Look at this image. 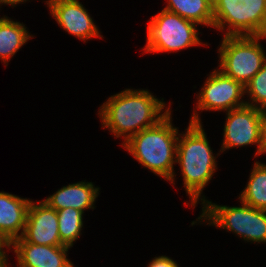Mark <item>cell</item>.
Segmentation results:
<instances>
[{
	"label": "cell",
	"mask_w": 266,
	"mask_h": 267,
	"mask_svg": "<svg viewBox=\"0 0 266 267\" xmlns=\"http://www.w3.org/2000/svg\"><path fill=\"white\" fill-rule=\"evenodd\" d=\"M45 3L60 28L69 34L84 42L103 37L87 9L78 0H47Z\"/></svg>",
	"instance_id": "cell-10"
},
{
	"label": "cell",
	"mask_w": 266,
	"mask_h": 267,
	"mask_svg": "<svg viewBox=\"0 0 266 267\" xmlns=\"http://www.w3.org/2000/svg\"><path fill=\"white\" fill-rule=\"evenodd\" d=\"M245 94L250 99V101L249 99L246 101V105L258 109L266 106V63L245 86Z\"/></svg>",
	"instance_id": "cell-19"
},
{
	"label": "cell",
	"mask_w": 266,
	"mask_h": 267,
	"mask_svg": "<svg viewBox=\"0 0 266 267\" xmlns=\"http://www.w3.org/2000/svg\"><path fill=\"white\" fill-rule=\"evenodd\" d=\"M188 124L186 132L179 134L177 139L176 163L180 166L183 186L190 198L185 205L195 207L197 202L203 204L207 200L202 196L203 190L217 170V162L202 123Z\"/></svg>",
	"instance_id": "cell-2"
},
{
	"label": "cell",
	"mask_w": 266,
	"mask_h": 267,
	"mask_svg": "<svg viewBox=\"0 0 266 267\" xmlns=\"http://www.w3.org/2000/svg\"><path fill=\"white\" fill-rule=\"evenodd\" d=\"M220 153L231 148L256 145L254 157L266 154L261 109L244 105L226 112Z\"/></svg>",
	"instance_id": "cell-8"
},
{
	"label": "cell",
	"mask_w": 266,
	"mask_h": 267,
	"mask_svg": "<svg viewBox=\"0 0 266 267\" xmlns=\"http://www.w3.org/2000/svg\"><path fill=\"white\" fill-rule=\"evenodd\" d=\"M266 35L223 36L219 54V69L244 87L266 63V52L260 39Z\"/></svg>",
	"instance_id": "cell-5"
},
{
	"label": "cell",
	"mask_w": 266,
	"mask_h": 267,
	"mask_svg": "<svg viewBox=\"0 0 266 267\" xmlns=\"http://www.w3.org/2000/svg\"><path fill=\"white\" fill-rule=\"evenodd\" d=\"M27 27L6 15L0 17V60L7 66L10 59L28 42L31 36Z\"/></svg>",
	"instance_id": "cell-15"
},
{
	"label": "cell",
	"mask_w": 266,
	"mask_h": 267,
	"mask_svg": "<svg viewBox=\"0 0 266 267\" xmlns=\"http://www.w3.org/2000/svg\"><path fill=\"white\" fill-rule=\"evenodd\" d=\"M152 94L147 89H124L110 96L98 111L102 127L116 138L123 137L125 143L131 136L154 126L172 109L171 104L166 108L164 99Z\"/></svg>",
	"instance_id": "cell-1"
},
{
	"label": "cell",
	"mask_w": 266,
	"mask_h": 267,
	"mask_svg": "<svg viewBox=\"0 0 266 267\" xmlns=\"http://www.w3.org/2000/svg\"><path fill=\"white\" fill-rule=\"evenodd\" d=\"M262 112V120H263V135H264V141L266 143V106H264L261 109Z\"/></svg>",
	"instance_id": "cell-23"
},
{
	"label": "cell",
	"mask_w": 266,
	"mask_h": 267,
	"mask_svg": "<svg viewBox=\"0 0 266 267\" xmlns=\"http://www.w3.org/2000/svg\"><path fill=\"white\" fill-rule=\"evenodd\" d=\"M171 115L170 111L157 124L131 136L121 146L139 164L175 185L174 164L179 130L172 125Z\"/></svg>",
	"instance_id": "cell-3"
},
{
	"label": "cell",
	"mask_w": 266,
	"mask_h": 267,
	"mask_svg": "<svg viewBox=\"0 0 266 267\" xmlns=\"http://www.w3.org/2000/svg\"><path fill=\"white\" fill-rule=\"evenodd\" d=\"M240 203L241 206L230 207L206 200L201 205L202 214L191 225L204 221L207 225L233 232L244 241L266 243V210Z\"/></svg>",
	"instance_id": "cell-4"
},
{
	"label": "cell",
	"mask_w": 266,
	"mask_h": 267,
	"mask_svg": "<svg viewBox=\"0 0 266 267\" xmlns=\"http://www.w3.org/2000/svg\"><path fill=\"white\" fill-rule=\"evenodd\" d=\"M99 190V187H95L92 182L79 181L63 186L48 196L44 202L56 211L70 207L84 213L86 209H95L94 204Z\"/></svg>",
	"instance_id": "cell-14"
},
{
	"label": "cell",
	"mask_w": 266,
	"mask_h": 267,
	"mask_svg": "<svg viewBox=\"0 0 266 267\" xmlns=\"http://www.w3.org/2000/svg\"><path fill=\"white\" fill-rule=\"evenodd\" d=\"M8 249V246H0V267H11L8 264V255L6 254L7 251H4L5 249Z\"/></svg>",
	"instance_id": "cell-21"
},
{
	"label": "cell",
	"mask_w": 266,
	"mask_h": 267,
	"mask_svg": "<svg viewBox=\"0 0 266 267\" xmlns=\"http://www.w3.org/2000/svg\"><path fill=\"white\" fill-rule=\"evenodd\" d=\"M0 246H8V245L0 238Z\"/></svg>",
	"instance_id": "cell-24"
},
{
	"label": "cell",
	"mask_w": 266,
	"mask_h": 267,
	"mask_svg": "<svg viewBox=\"0 0 266 267\" xmlns=\"http://www.w3.org/2000/svg\"><path fill=\"white\" fill-rule=\"evenodd\" d=\"M83 215L82 211L70 207L57 211L60 240L65 246L73 247L74 242L80 238Z\"/></svg>",
	"instance_id": "cell-18"
},
{
	"label": "cell",
	"mask_w": 266,
	"mask_h": 267,
	"mask_svg": "<svg viewBox=\"0 0 266 267\" xmlns=\"http://www.w3.org/2000/svg\"><path fill=\"white\" fill-rule=\"evenodd\" d=\"M246 187L238 199L256 209L266 210V164L256 161Z\"/></svg>",
	"instance_id": "cell-17"
},
{
	"label": "cell",
	"mask_w": 266,
	"mask_h": 267,
	"mask_svg": "<svg viewBox=\"0 0 266 267\" xmlns=\"http://www.w3.org/2000/svg\"><path fill=\"white\" fill-rule=\"evenodd\" d=\"M195 22L163 9L152 16L147 26L146 53L176 52L192 46L205 45L199 38Z\"/></svg>",
	"instance_id": "cell-6"
},
{
	"label": "cell",
	"mask_w": 266,
	"mask_h": 267,
	"mask_svg": "<svg viewBox=\"0 0 266 267\" xmlns=\"http://www.w3.org/2000/svg\"><path fill=\"white\" fill-rule=\"evenodd\" d=\"M148 267H179L176 261L168 256L154 257L148 264Z\"/></svg>",
	"instance_id": "cell-20"
},
{
	"label": "cell",
	"mask_w": 266,
	"mask_h": 267,
	"mask_svg": "<svg viewBox=\"0 0 266 267\" xmlns=\"http://www.w3.org/2000/svg\"><path fill=\"white\" fill-rule=\"evenodd\" d=\"M22 238L35 245L65 246L60 240L57 211L43 200H31Z\"/></svg>",
	"instance_id": "cell-11"
},
{
	"label": "cell",
	"mask_w": 266,
	"mask_h": 267,
	"mask_svg": "<svg viewBox=\"0 0 266 267\" xmlns=\"http://www.w3.org/2000/svg\"><path fill=\"white\" fill-rule=\"evenodd\" d=\"M213 14L223 36L266 35V0H213Z\"/></svg>",
	"instance_id": "cell-7"
},
{
	"label": "cell",
	"mask_w": 266,
	"mask_h": 267,
	"mask_svg": "<svg viewBox=\"0 0 266 267\" xmlns=\"http://www.w3.org/2000/svg\"><path fill=\"white\" fill-rule=\"evenodd\" d=\"M29 0H0V6H2L4 4L5 5H9L11 7H16L17 4L27 2Z\"/></svg>",
	"instance_id": "cell-22"
},
{
	"label": "cell",
	"mask_w": 266,
	"mask_h": 267,
	"mask_svg": "<svg viewBox=\"0 0 266 267\" xmlns=\"http://www.w3.org/2000/svg\"><path fill=\"white\" fill-rule=\"evenodd\" d=\"M197 94V107L190 118L191 123H202L198 110L227 112L246 105V101L242 99L245 87L217 68L209 74Z\"/></svg>",
	"instance_id": "cell-9"
},
{
	"label": "cell",
	"mask_w": 266,
	"mask_h": 267,
	"mask_svg": "<svg viewBox=\"0 0 266 267\" xmlns=\"http://www.w3.org/2000/svg\"><path fill=\"white\" fill-rule=\"evenodd\" d=\"M31 200L0 192V238L9 246L22 237Z\"/></svg>",
	"instance_id": "cell-13"
},
{
	"label": "cell",
	"mask_w": 266,
	"mask_h": 267,
	"mask_svg": "<svg viewBox=\"0 0 266 267\" xmlns=\"http://www.w3.org/2000/svg\"><path fill=\"white\" fill-rule=\"evenodd\" d=\"M165 10L195 22L213 27V0H167Z\"/></svg>",
	"instance_id": "cell-16"
},
{
	"label": "cell",
	"mask_w": 266,
	"mask_h": 267,
	"mask_svg": "<svg viewBox=\"0 0 266 267\" xmlns=\"http://www.w3.org/2000/svg\"><path fill=\"white\" fill-rule=\"evenodd\" d=\"M10 248L14 249L17 267H74L67 258L68 246L35 245L20 237L8 246Z\"/></svg>",
	"instance_id": "cell-12"
}]
</instances>
